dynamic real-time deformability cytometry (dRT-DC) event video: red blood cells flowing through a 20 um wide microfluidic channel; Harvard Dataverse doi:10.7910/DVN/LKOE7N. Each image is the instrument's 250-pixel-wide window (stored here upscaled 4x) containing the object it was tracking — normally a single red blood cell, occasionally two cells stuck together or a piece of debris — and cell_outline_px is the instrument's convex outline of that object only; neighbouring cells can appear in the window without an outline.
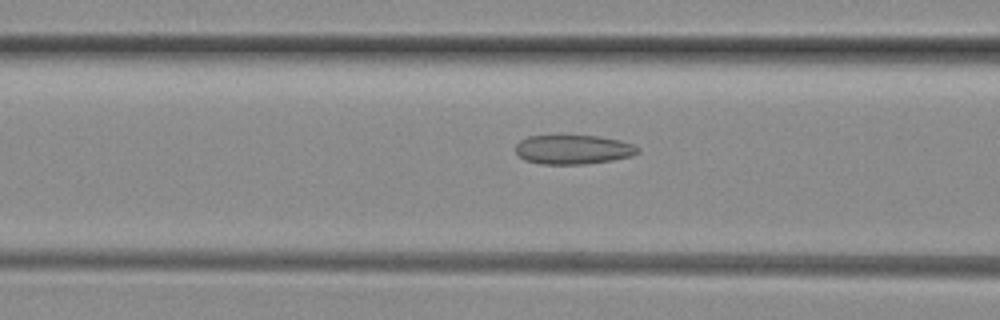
{"species": "common noctule bat (a hibernating species)", "species_latin": "Nyctalus noctula", "temperature_condition": "room temperature", "stored_images_in_passage": 35, "camera_frame_rate_fps": 3000, "um_per_image_px": 0.085, "animal": {"sex": "female", "body_mass_g": 29.2, "forearm_length_mm": 56.3}, "frame": {"image": 1, "passage_image": 7, "time_ms": 2.0, "image_size_px": [1000, 320], "cell_outline_px": [[640, 152], [632, 156], [612, 160], [584, 164], [540, 164], [524, 160], [516, 152], [516, 144], [520, 140], [528, 136], [596, 136], [620, 140], [632, 144], [640, 148]], "centroid_in_image_um": [48.73, 12.72], "position_along_channel_um": 117.9, "area_um2": 20.81}}
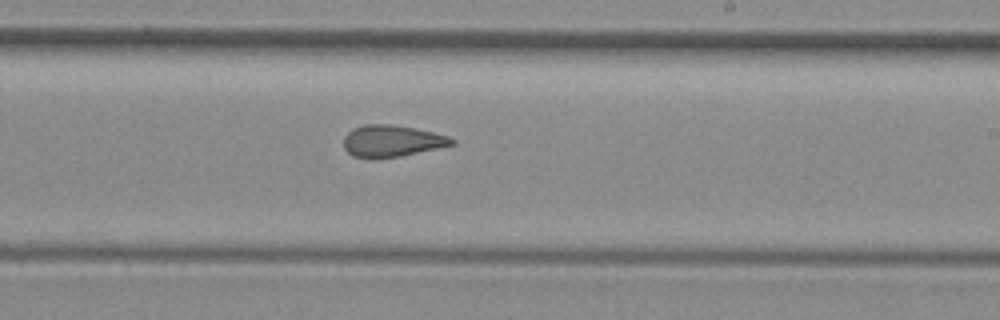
{"frame": {"image": 2, "passage_image": 17, "time_ms": 5.333, "image_size_px": [1000, 320], "cell_outline_px": [[456, 144], [400, 156], [372, 160], [352, 156], [344, 148], [344, 136], [352, 128], [364, 124], [392, 124], [432, 132], [448, 136], [456, 140]], "centroid_in_image_um": [33.26, 12.0], "position_along_channel_um": 255.7, "area_um2": 20.17}}
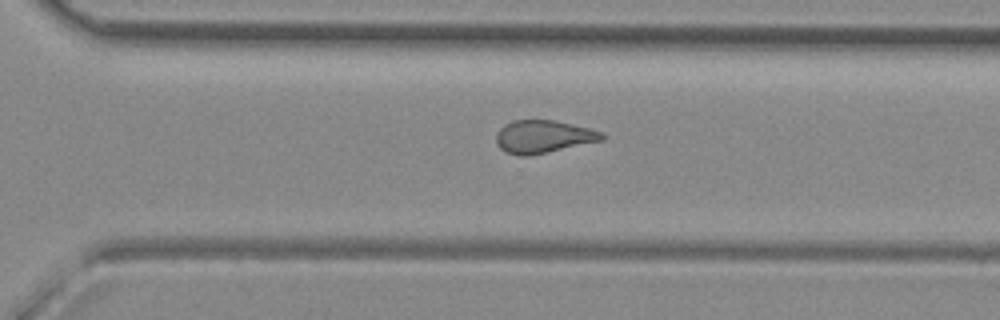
{"frame": {"image": 3, "passage_image": 22, "time_ms": 7.0, "image_size_px": [1000, 320], "cell_outline_px": [[604, 140], [528, 156], [520, 156], [504, 152], [496, 144], [496, 132], [504, 124], [512, 120], [552, 120], [588, 128], [604, 132]], "centroid_in_image_um": [46.14, 11.62], "position_along_channel_um": 324.5, "area_um2": 20.23}, "authors_computed_cell_mechanics": {"area_um2": 19.9988, "velocity_mm_per_s": 4.1334, "shape_relaxation_time_tau1_ms": null, "shape_relaxation_time_tau2_ms": 2.0132, "deformation_change_tau1": null, "deformation_change_tau2": 0.1044}}